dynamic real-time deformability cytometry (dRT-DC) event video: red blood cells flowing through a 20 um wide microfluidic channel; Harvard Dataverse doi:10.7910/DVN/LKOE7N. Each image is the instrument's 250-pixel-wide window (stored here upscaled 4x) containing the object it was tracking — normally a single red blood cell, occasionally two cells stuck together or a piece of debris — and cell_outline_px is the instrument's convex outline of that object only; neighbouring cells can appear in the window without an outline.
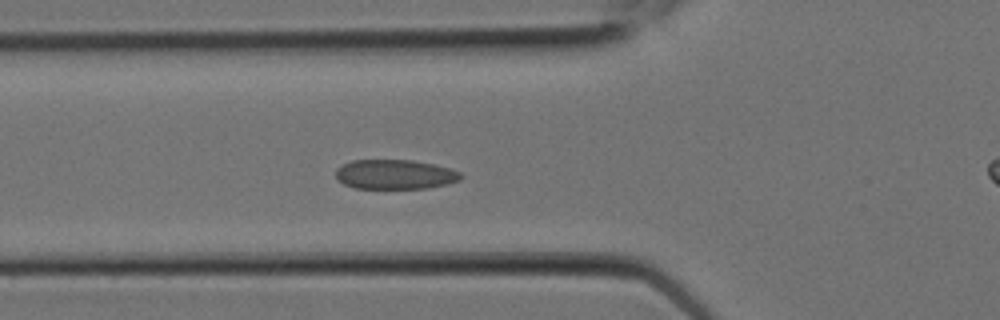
{"species": "Egyptian fruit bat (a non-hibernating species)", "species_latin": "Rousettus aegyptiacus", "temperature_condition": "room temperature", "stored_images_in_passage": 8, "segment_of_instrument_passage": [1, 2], "camera_frame_rate_fps": 3000, "um_per_image_px": 0.085, "animal": {"sex": "female"}, "frame": {"image": 1, "passage_image": 7, "time_ms": 2.0, "image_size_px": [1000, 320], "cell_outline_px": [[464, 176], [460, 180], [448, 184], [428, 188], [356, 188], [344, 184], [336, 180], [336, 168], [352, 160], [412, 160], [436, 164], [452, 168], [460, 172]], "centroid_in_image_um": [33.61, 14.82], "position_along_channel_um": 92.2, "area_um2": 21.79}}